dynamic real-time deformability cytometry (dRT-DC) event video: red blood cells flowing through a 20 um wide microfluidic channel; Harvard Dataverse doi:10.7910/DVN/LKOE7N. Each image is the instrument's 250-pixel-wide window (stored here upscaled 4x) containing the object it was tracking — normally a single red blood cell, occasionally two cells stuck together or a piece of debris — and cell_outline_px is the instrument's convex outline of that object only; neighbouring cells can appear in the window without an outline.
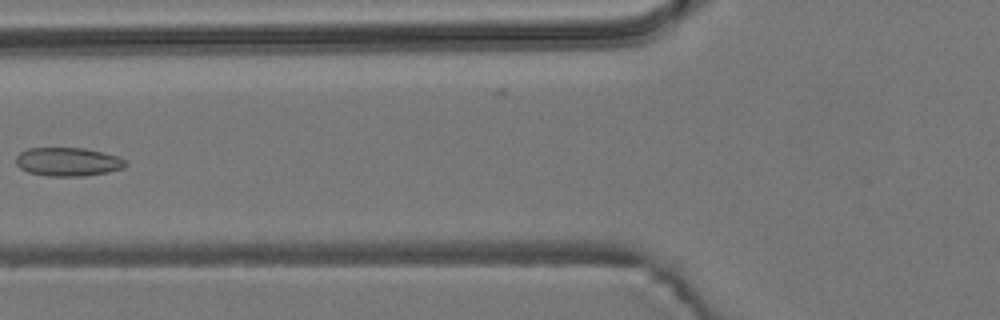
{"species": "common noctule bat (a hibernating species)", "species_latin": "Nyctalus noctula", "temperature_condition": "room temperature", "stored_images_in_passage": 8, "camera_frame_rate_fps": 3000, "um_per_image_px": 0.085, "animal": {"sex": "male", "body_mass_g": 19.2, "forearm_length_mm": 51.8}, "frame": {"image": 1, "passage_image": 6, "time_ms": 1.667, "image_size_px": [1000, 320], "cell_outline_px": [[128, 164], [124, 168], [108, 172], [84, 176], [48, 176], [28, 172], [20, 168], [16, 164], [16, 156], [20, 152], [28, 148], [84, 148], [116, 156], [128, 160]], "centroid_in_image_um": [5.78, 13.76], "position_along_channel_um": 120.0, "area_um2": 18.32}}
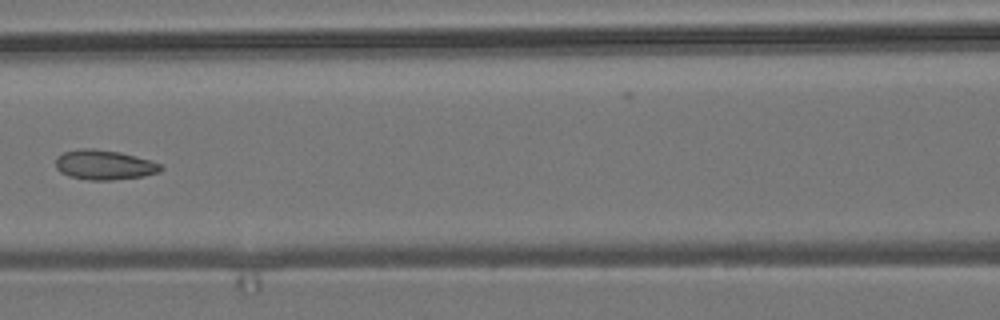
{"frame": {"image": 2, "passage_image": 7, "time_ms": 2.0, "image_size_px": [1000, 320], "cell_outline_px": [[164, 168], [160, 172], [144, 176], [112, 180], [88, 180], [68, 176], [60, 172], [56, 168], [56, 156], [64, 152], [80, 148], [92, 148], [120, 152], [136, 156], [160, 164]], "centroid_in_image_um": [8.84, 14.01], "position_along_channel_um": 157.8, "area_um2": 18.32}}
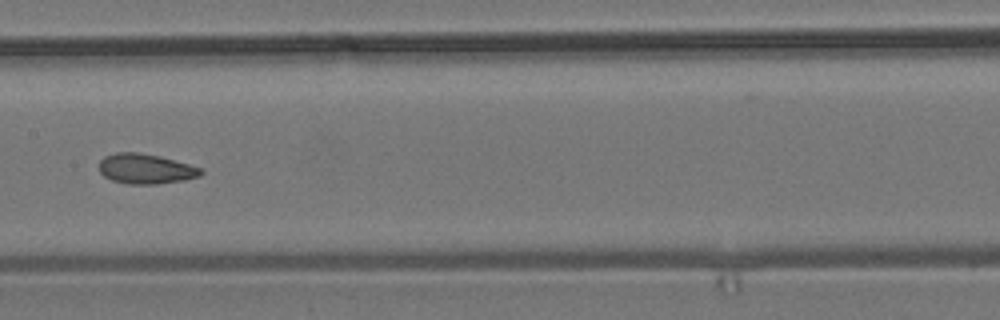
{"frame": {"image": 3, "passage_image": 8, "time_ms": 2.333, "image_size_px": [1000, 320], "cell_outline_px": [[204, 172], [200, 176], [184, 180], [156, 184], [128, 184], [112, 180], [104, 176], [100, 172], [100, 160], [104, 156], [116, 152], [140, 152], [160, 156], [188, 164], [200, 168]], "centroid_in_image_um": [12.37, 14.34], "position_along_channel_um": 195.0, "area_um2": 17.8}}